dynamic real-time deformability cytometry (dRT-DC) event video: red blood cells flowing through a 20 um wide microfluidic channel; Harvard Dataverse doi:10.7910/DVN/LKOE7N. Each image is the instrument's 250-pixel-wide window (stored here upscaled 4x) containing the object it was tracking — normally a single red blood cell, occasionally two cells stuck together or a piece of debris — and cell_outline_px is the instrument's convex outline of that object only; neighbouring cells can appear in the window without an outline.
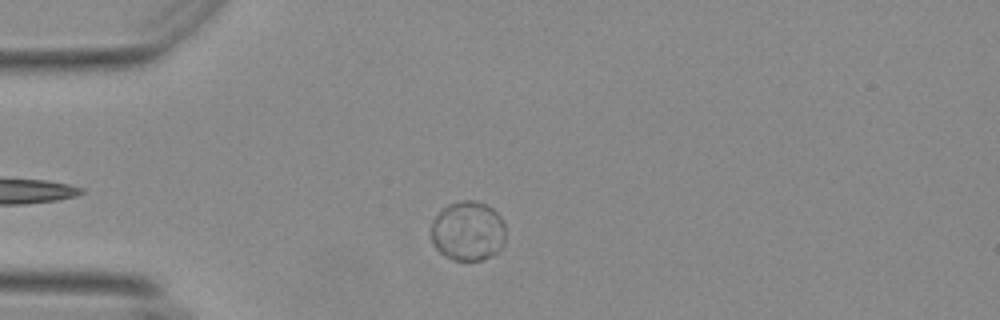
{"species": "Egyptian fruit bat (a non-hibernating species)", "species_latin": "Rousettus aegyptiacus", "temperature_condition": "warm", "stored_images_in_passage": 34, "camera_frame_rate_fps": 3000, "um_per_image_px": 0.085, "animal": {"sex": "female"}, "frame": {"image": 1, "passage_image": 1, "time_ms": 0.0, "image_size_px": [1000, 320], "cell_outline_px": [[504, 244], [500, 252], [484, 260], [452, 260], [444, 256], [432, 244], [432, 220], [448, 204], [464, 200], [476, 200], [492, 208], [500, 216], [504, 224]], "centroid_in_image_um": [39.79, 19.66], "position_along_channel_um": 45.2, "area_um2": 26.07}}
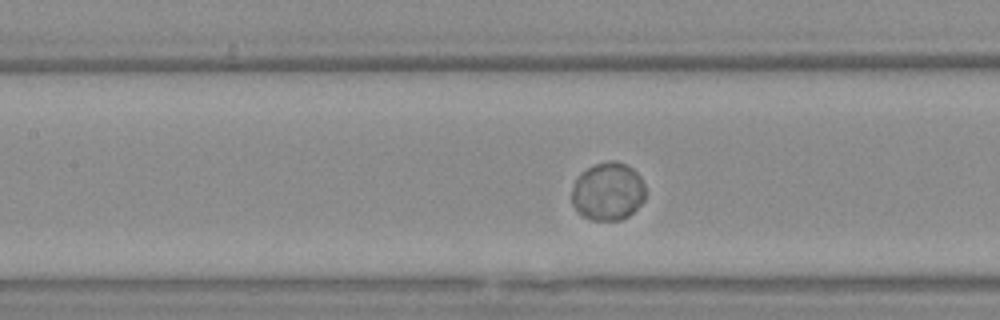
{"frame": {"image": 2, "passage_image": 12, "time_ms": 3.667, "image_size_px": [1000, 320], "cell_outline_px": [[644, 200], [628, 216], [620, 220], [592, 220], [580, 216], [576, 212], [572, 204], [572, 188], [576, 180], [588, 168], [596, 164], [608, 160], [616, 160], [632, 168], [640, 176], [644, 184]], "centroid_in_image_um": [51.66, 16.29], "position_along_channel_um": 155.7, "area_um2": 24.85}}
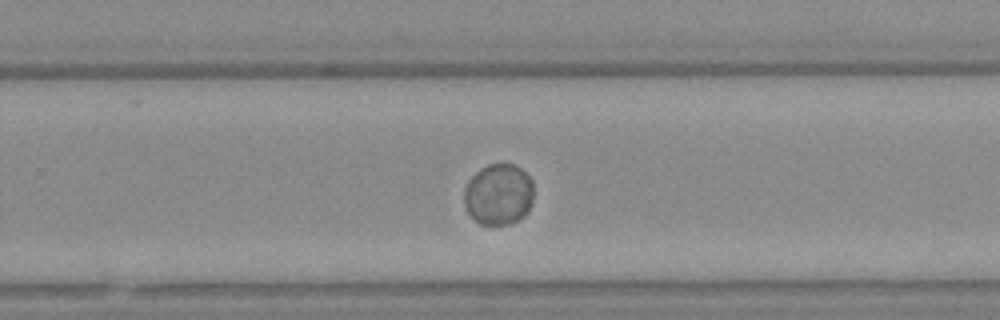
{"frame": {"image": 3, "passage_image": 23, "time_ms": 7.333, "image_size_px": [1000, 320], "cell_outline_px": [[532, 204], [528, 212], [520, 220], [512, 224], [480, 224], [468, 212], [464, 204], [464, 192], [468, 180], [480, 168], [488, 164], [512, 164], [520, 168], [532, 180]], "centroid_in_image_um": [42.38, 16.53], "position_along_channel_um": 287.4, "area_um2": 24.85}, "authors_computed_cell_mechanics": {"area_um2": 25.3164, "velocity_mm_per_s": 3.6087, "shape_relaxation_time_tau1_ms": 0.9989, "shape_relaxation_time_tau2_ms": null, "deformation_change_tau1": 0.021, "deformation_change_tau2": null}}